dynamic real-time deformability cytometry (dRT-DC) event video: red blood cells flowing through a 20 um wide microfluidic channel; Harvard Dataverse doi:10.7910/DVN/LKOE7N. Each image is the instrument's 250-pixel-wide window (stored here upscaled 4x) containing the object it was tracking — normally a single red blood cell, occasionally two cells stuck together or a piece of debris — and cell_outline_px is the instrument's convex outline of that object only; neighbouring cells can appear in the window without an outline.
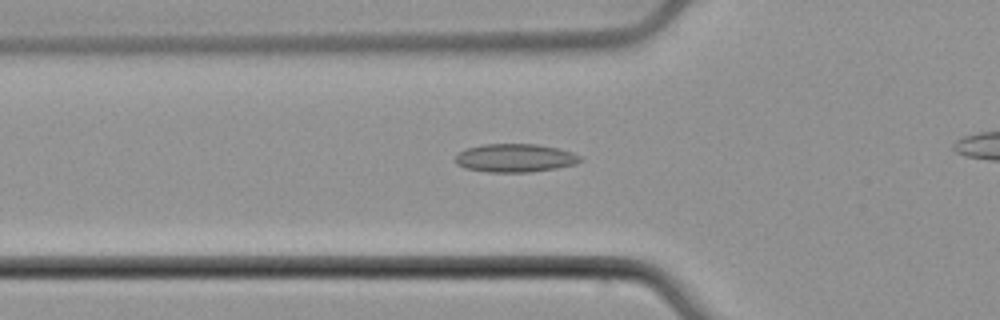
{"species": "common noctule bat (a hibernating species)", "species_latin": "Nyctalus noctula", "temperature_condition": "cold", "stored_images_in_passage": 31, "camera_frame_rate_fps": 3000, "um_per_image_px": 0.085, "animal": {"sex": "male", "body_mass_g": 21.5, "forearm_length_mm": 52.0}, "frame": {"image": 1, "passage_image": 5, "time_ms": 1.333, "image_size_px": [1000, 320], "cell_outline_px": [[580, 160], [576, 164], [556, 168], [532, 172], [488, 172], [464, 168], [456, 164], [456, 156], [464, 148], [484, 144], [536, 144], [556, 148], [572, 152], [580, 156]], "centroid_in_image_um": [43.75, 13.43], "position_along_channel_um": 82.1, "area_um2": 20.58}}
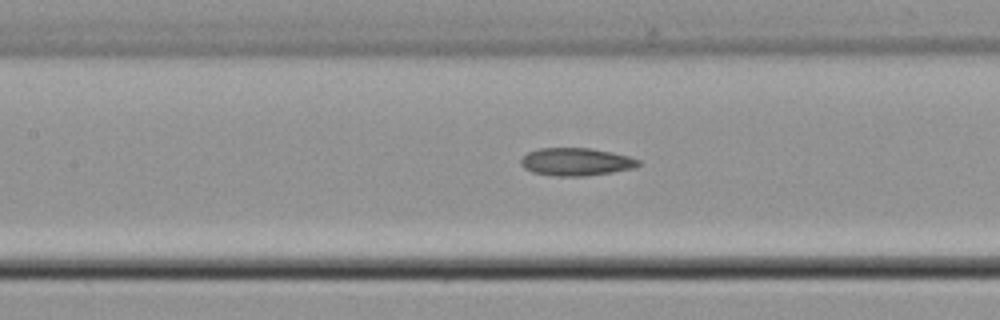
{"frame": {"image": 2, "passage_image": 11, "time_ms": 3.333, "image_size_px": [1000, 320], "cell_outline_px": [[640, 164], [636, 168], [612, 172], [584, 176], [556, 176], [532, 172], [524, 168], [520, 164], [520, 160], [528, 152], [540, 148], [592, 148], [612, 152], [628, 156], [640, 160]], "centroid_in_image_um": [48.98, 13.75], "position_along_channel_um": 158.4, "area_um2": 19.07}}
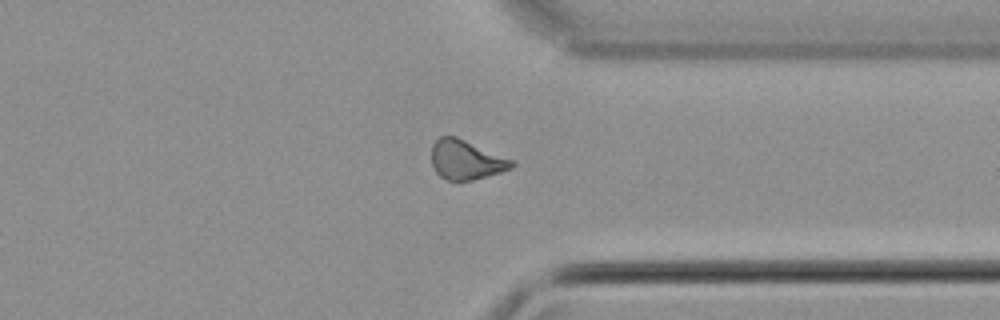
{"frame": {"image": 3, "passage_image": 28, "time_ms": 9.0, "image_size_px": [1000, 320], "cell_outline_px": [[516, 164], [512, 168], [500, 172], [472, 180], [444, 180], [436, 172], [432, 164], [432, 144], [440, 136], [456, 136], [512, 160]], "centroid_in_image_um": [39.59, 13.58], "position_along_channel_um": 371.8, "area_um2": 18.21}}